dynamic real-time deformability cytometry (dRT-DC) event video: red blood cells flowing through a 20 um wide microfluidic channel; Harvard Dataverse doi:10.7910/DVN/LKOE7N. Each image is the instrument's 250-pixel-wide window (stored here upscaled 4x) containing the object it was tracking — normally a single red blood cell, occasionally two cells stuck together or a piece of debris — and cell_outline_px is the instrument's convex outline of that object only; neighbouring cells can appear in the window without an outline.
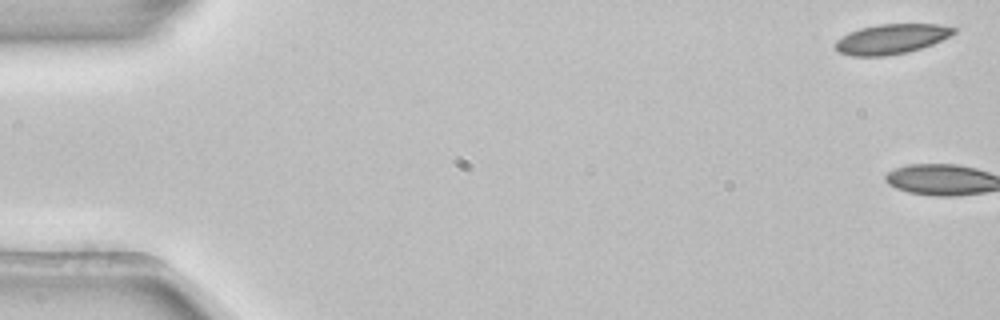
{"species": "common noctule bat (a hibernating species)", "species_latin": "Nyctalus noctula", "temperature_condition": "room temperature", "stored_images_in_passage": 3, "camera_frame_rate_fps": 3000, "um_per_image_px": 0.085, "animal": {"sex": "female", "body_mass_g": 22.7, "forearm_length_mm": 54.2}, "frame": {"image": 1, "passage_image": 1, "time_ms": 0.0, "image_size_px": [1000, 320], "cell_outline_px": [[956, 32], [932, 44], [908, 52], [884, 56], [852, 56], [840, 52], [832, 44], [836, 40], [848, 32], [860, 28], [876, 24], [940, 24], [956, 28]], "centroid_in_image_um": [75.72, 3.31], "position_along_channel_um": 9.3, "area_um2": 20.63}}